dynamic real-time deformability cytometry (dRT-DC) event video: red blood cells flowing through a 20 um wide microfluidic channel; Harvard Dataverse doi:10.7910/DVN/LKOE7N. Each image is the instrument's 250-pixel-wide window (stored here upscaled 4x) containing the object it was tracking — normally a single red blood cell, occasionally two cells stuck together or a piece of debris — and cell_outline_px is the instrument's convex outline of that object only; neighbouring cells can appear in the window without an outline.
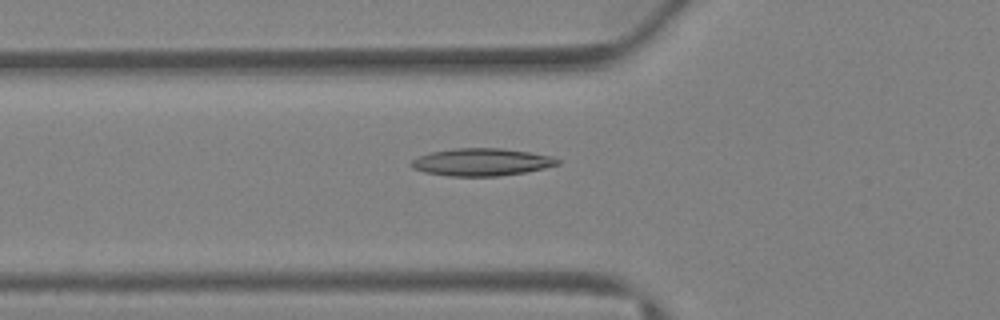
{"species": "Egyptian fruit bat (a non-hibernating species)", "species_latin": "Rousettus aegyptiacus", "temperature_condition": "warm", "stored_images_in_passage": 40, "camera_frame_rate_fps": 3000, "um_per_image_px": 0.085, "animal": {"sex": "female"}, "frame": {"image": 1, "passage_image": 15, "time_ms": 4.667, "image_size_px": [1000, 320], "cell_outline_px": [[560, 164], [544, 168], [524, 172], [496, 176], [448, 176], [424, 172], [412, 168], [408, 164], [416, 156], [432, 152], [456, 148], [500, 148], [528, 152], [552, 156], [560, 160]], "centroid_in_image_um": [40.89, 13.78], "position_along_channel_um": 84.9, "area_um2": 23.41}}
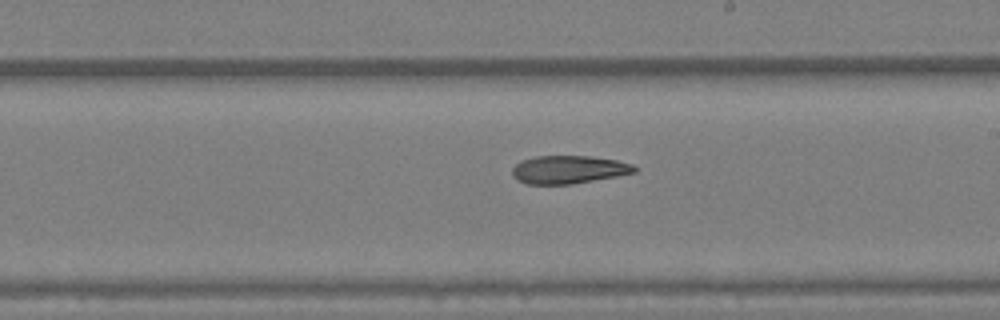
{"frame": {"image": 2, "passage_image": 24, "time_ms": 7.667, "image_size_px": [1000, 320], "cell_outline_px": [[636, 172], [616, 176], [572, 184], [528, 184], [516, 180], [512, 176], [512, 168], [520, 160], [536, 156], [592, 156], [616, 160], [632, 164], [636, 168]], "centroid_in_image_um": [48.29, 14.41], "position_along_channel_um": 240.7, "area_um2": 20.0}}
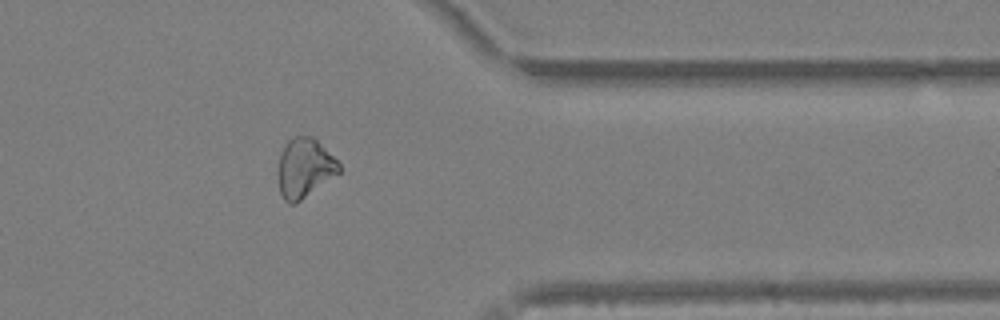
{"frame": {"image": 3, "passage_image": 33, "time_ms": 10.667, "image_size_px": [1000, 320], "cell_outline_px": [[340, 172], [296, 204], [288, 204], [284, 200], [280, 192], [276, 172], [280, 156], [288, 140], [292, 136], [312, 136], [340, 164]], "centroid_in_image_um": [25.84, 14.31], "position_along_channel_um": 385.6, "area_um2": 21.04}}